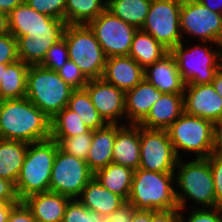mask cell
Instances as JSON below:
<instances>
[{
    "label": "cell",
    "mask_w": 222,
    "mask_h": 222,
    "mask_svg": "<svg viewBox=\"0 0 222 222\" xmlns=\"http://www.w3.org/2000/svg\"><path fill=\"white\" fill-rule=\"evenodd\" d=\"M0 138L26 143L51 138V119L28 98L0 101Z\"/></svg>",
    "instance_id": "1"
},
{
    "label": "cell",
    "mask_w": 222,
    "mask_h": 222,
    "mask_svg": "<svg viewBox=\"0 0 222 222\" xmlns=\"http://www.w3.org/2000/svg\"><path fill=\"white\" fill-rule=\"evenodd\" d=\"M176 172L134 171L128 203L136 210L179 209L173 179Z\"/></svg>",
    "instance_id": "2"
},
{
    "label": "cell",
    "mask_w": 222,
    "mask_h": 222,
    "mask_svg": "<svg viewBox=\"0 0 222 222\" xmlns=\"http://www.w3.org/2000/svg\"><path fill=\"white\" fill-rule=\"evenodd\" d=\"M58 143L52 138L28 144L19 177L15 183L19 199L49 191L53 161Z\"/></svg>",
    "instance_id": "3"
},
{
    "label": "cell",
    "mask_w": 222,
    "mask_h": 222,
    "mask_svg": "<svg viewBox=\"0 0 222 222\" xmlns=\"http://www.w3.org/2000/svg\"><path fill=\"white\" fill-rule=\"evenodd\" d=\"M74 90L58 75L57 71L40 65L29 66L26 98L48 118L52 119L68 105Z\"/></svg>",
    "instance_id": "4"
},
{
    "label": "cell",
    "mask_w": 222,
    "mask_h": 222,
    "mask_svg": "<svg viewBox=\"0 0 222 222\" xmlns=\"http://www.w3.org/2000/svg\"><path fill=\"white\" fill-rule=\"evenodd\" d=\"M175 169L178 172L175 182L182 191L178 193L176 190L179 211L185 209L187 197L201 204L202 208L216 207L213 175L206 158H195L188 163L179 158Z\"/></svg>",
    "instance_id": "5"
},
{
    "label": "cell",
    "mask_w": 222,
    "mask_h": 222,
    "mask_svg": "<svg viewBox=\"0 0 222 222\" xmlns=\"http://www.w3.org/2000/svg\"><path fill=\"white\" fill-rule=\"evenodd\" d=\"M176 156L180 151L193 152L196 158H207L215 153V124L185 112L167 129Z\"/></svg>",
    "instance_id": "6"
},
{
    "label": "cell",
    "mask_w": 222,
    "mask_h": 222,
    "mask_svg": "<svg viewBox=\"0 0 222 222\" xmlns=\"http://www.w3.org/2000/svg\"><path fill=\"white\" fill-rule=\"evenodd\" d=\"M63 38L69 60L73 61L90 79L102 78L106 55L88 25H66Z\"/></svg>",
    "instance_id": "7"
},
{
    "label": "cell",
    "mask_w": 222,
    "mask_h": 222,
    "mask_svg": "<svg viewBox=\"0 0 222 222\" xmlns=\"http://www.w3.org/2000/svg\"><path fill=\"white\" fill-rule=\"evenodd\" d=\"M169 52L174 56L185 85L211 84L222 66V51L217 48L213 51L208 46L196 45L187 49L182 42Z\"/></svg>",
    "instance_id": "8"
},
{
    "label": "cell",
    "mask_w": 222,
    "mask_h": 222,
    "mask_svg": "<svg viewBox=\"0 0 222 222\" xmlns=\"http://www.w3.org/2000/svg\"><path fill=\"white\" fill-rule=\"evenodd\" d=\"M181 5L182 0H152L141 28L168 51L183 42L184 34L180 29Z\"/></svg>",
    "instance_id": "9"
},
{
    "label": "cell",
    "mask_w": 222,
    "mask_h": 222,
    "mask_svg": "<svg viewBox=\"0 0 222 222\" xmlns=\"http://www.w3.org/2000/svg\"><path fill=\"white\" fill-rule=\"evenodd\" d=\"M93 177L94 173L85 160L65 153L58 146L53 161L49 191L77 199Z\"/></svg>",
    "instance_id": "10"
},
{
    "label": "cell",
    "mask_w": 222,
    "mask_h": 222,
    "mask_svg": "<svg viewBox=\"0 0 222 222\" xmlns=\"http://www.w3.org/2000/svg\"><path fill=\"white\" fill-rule=\"evenodd\" d=\"M87 25L107 58L129 55L133 36L138 30L136 27L114 16L107 9Z\"/></svg>",
    "instance_id": "11"
},
{
    "label": "cell",
    "mask_w": 222,
    "mask_h": 222,
    "mask_svg": "<svg viewBox=\"0 0 222 222\" xmlns=\"http://www.w3.org/2000/svg\"><path fill=\"white\" fill-rule=\"evenodd\" d=\"M180 29L201 39L202 43H213L220 48L222 39V14L213 12L197 0H182Z\"/></svg>",
    "instance_id": "12"
},
{
    "label": "cell",
    "mask_w": 222,
    "mask_h": 222,
    "mask_svg": "<svg viewBox=\"0 0 222 222\" xmlns=\"http://www.w3.org/2000/svg\"><path fill=\"white\" fill-rule=\"evenodd\" d=\"M178 157L167 130L140 126L139 168L154 172H175Z\"/></svg>",
    "instance_id": "13"
},
{
    "label": "cell",
    "mask_w": 222,
    "mask_h": 222,
    "mask_svg": "<svg viewBox=\"0 0 222 222\" xmlns=\"http://www.w3.org/2000/svg\"><path fill=\"white\" fill-rule=\"evenodd\" d=\"M84 89L99 115L107 124H118V118L126 117L125 92L103 78L90 79Z\"/></svg>",
    "instance_id": "14"
},
{
    "label": "cell",
    "mask_w": 222,
    "mask_h": 222,
    "mask_svg": "<svg viewBox=\"0 0 222 222\" xmlns=\"http://www.w3.org/2000/svg\"><path fill=\"white\" fill-rule=\"evenodd\" d=\"M184 112L207 119L214 124L222 121V98L211 84L184 86Z\"/></svg>",
    "instance_id": "15"
},
{
    "label": "cell",
    "mask_w": 222,
    "mask_h": 222,
    "mask_svg": "<svg viewBox=\"0 0 222 222\" xmlns=\"http://www.w3.org/2000/svg\"><path fill=\"white\" fill-rule=\"evenodd\" d=\"M65 27H36L17 39L18 58L25 64L40 65L47 51L63 38Z\"/></svg>",
    "instance_id": "16"
},
{
    "label": "cell",
    "mask_w": 222,
    "mask_h": 222,
    "mask_svg": "<svg viewBox=\"0 0 222 222\" xmlns=\"http://www.w3.org/2000/svg\"><path fill=\"white\" fill-rule=\"evenodd\" d=\"M102 78L126 92L144 79V69L130 56H111L106 59Z\"/></svg>",
    "instance_id": "17"
},
{
    "label": "cell",
    "mask_w": 222,
    "mask_h": 222,
    "mask_svg": "<svg viewBox=\"0 0 222 222\" xmlns=\"http://www.w3.org/2000/svg\"><path fill=\"white\" fill-rule=\"evenodd\" d=\"M128 125L117 124L112 163L135 171L140 165V125Z\"/></svg>",
    "instance_id": "18"
},
{
    "label": "cell",
    "mask_w": 222,
    "mask_h": 222,
    "mask_svg": "<svg viewBox=\"0 0 222 222\" xmlns=\"http://www.w3.org/2000/svg\"><path fill=\"white\" fill-rule=\"evenodd\" d=\"M184 113L183 93H163L139 123L148 129H167Z\"/></svg>",
    "instance_id": "19"
},
{
    "label": "cell",
    "mask_w": 222,
    "mask_h": 222,
    "mask_svg": "<svg viewBox=\"0 0 222 222\" xmlns=\"http://www.w3.org/2000/svg\"><path fill=\"white\" fill-rule=\"evenodd\" d=\"M144 78L163 93H183L182 82L174 56L168 52L160 60L144 69Z\"/></svg>",
    "instance_id": "20"
},
{
    "label": "cell",
    "mask_w": 222,
    "mask_h": 222,
    "mask_svg": "<svg viewBox=\"0 0 222 222\" xmlns=\"http://www.w3.org/2000/svg\"><path fill=\"white\" fill-rule=\"evenodd\" d=\"M71 198L59 193L47 191L32 194L22 202L39 222H62L68 202Z\"/></svg>",
    "instance_id": "21"
},
{
    "label": "cell",
    "mask_w": 222,
    "mask_h": 222,
    "mask_svg": "<svg viewBox=\"0 0 222 222\" xmlns=\"http://www.w3.org/2000/svg\"><path fill=\"white\" fill-rule=\"evenodd\" d=\"M10 33L18 39L29 34L36 27H66L65 20L41 14L25 2L8 14Z\"/></svg>",
    "instance_id": "22"
},
{
    "label": "cell",
    "mask_w": 222,
    "mask_h": 222,
    "mask_svg": "<svg viewBox=\"0 0 222 222\" xmlns=\"http://www.w3.org/2000/svg\"><path fill=\"white\" fill-rule=\"evenodd\" d=\"M145 78L134 88L125 92V111L129 124H139L149 113L153 104L162 96Z\"/></svg>",
    "instance_id": "23"
},
{
    "label": "cell",
    "mask_w": 222,
    "mask_h": 222,
    "mask_svg": "<svg viewBox=\"0 0 222 222\" xmlns=\"http://www.w3.org/2000/svg\"><path fill=\"white\" fill-rule=\"evenodd\" d=\"M80 197L77 199L87 209L97 212L105 218L126 203L122 197L103 187L95 177L86 184Z\"/></svg>",
    "instance_id": "24"
},
{
    "label": "cell",
    "mask_w": 222,
    "mask_h": 222,
    "mask_svg": "<svg viewBox=\"0 0 222 222\" xmlns=\"http://www.w3.org/2000/svg\"><path fill=\"white\" fill-rule=\"evenodd\" d=\"M117 133V124H106L93 130L87 164L93 173L112 163L113 145Z\"/></svg>",
    "instance_id": "25"
},
{
    "label": "cell",
    "mask_w": 222,
    "mask_h": 222,
    "mask_svg": "<svg viewBox=\"0 0 222 222\" xmlns=\"http://www.w3.org/2000/svg\"><path fill=\"white\" fill-rule=\"evenodd\" d=\"M28 68L29 65L20 59L10 64H2L0 100L26 97Z\"/></svg>",
    "instance_id": "26"
},
{
    "label": "cell",
    "mask_w": 222,
    "mask_h": 222,
    "mask_svg": "<svg viewBox=\"0 0 222 222\" xmlns=\"http://www.w3.org/2000/svg\"><path fill=\"white\" fill-rule=\"evenodd\" d=\"M28 150V143L0 138V178L16 183Z\"/></svg>",
    "instance_id": "27"
},
{
    "label": "cell",
    "mask_w": 222,
    "mask_h": 222,
    "mask_svg": "<svg viewBox=\"0 0 222 222\" xmlns=\"http://www.w3.org/2000/svg\"><path fill=\"white\" fill-rule=\"evenodd\" d=\"M133 173L134 170L128 167L110 163L94 173V177L103 187L114 194L119 195L127 202L129 199Z\"/></svg>",
    "instance_id": "28"
},
{
    "label": "cell",
    "mask_w": 222,
    "mask_h": 222,
    "mask_svg": "<svg viewBox=\"0 0 222 222\" xmlns=\"http://www.w3.org/2000/svg\"><path fill=\"white\" fill-rule=\"evenodd\" d=\"M169 51L147 32L138 29L132 40L129 55L143 69L160 60Z\"/></svg>",
    "instance_id": "29"
},
{
    "label": "cell",
    "mask_w": 222,
    "mask_h": 222,
    "mask_svg": "<svg viewBox=\"0 0 222 222\" xmlns=\"http://www.w3.org/2000/svg\"><path fill=\"white\" fill-rule=\"evenodd\" d=\"M152 0H107V10L124 22L141 29Z\"/></svg>",
    "instance_id": "30"
},
{
    "label": "cell",
    "mask_w": 222,
    "mask_h": 222,
    "mask_svg": "<svg viewBox=\"0 0 222 222\" xmlns=\"http://www.w3.org/2000/svg\"><path fill=\"white\" fill-rule=\"evenodd\" d=\"M107 9V0H66L67 25H87Z\"/></svg>",
    "instance_id": "31"
},
{
    "label": "cell",
    "mask_w": 222,
    "mask_h": 222,
    "mask_svg": "<svg viewBox=\"0 0 222 222\" xmlns=\"http://www.w3.org/2000/svg\"><path fill=\"white\" fill-rule=\"evenodd\" d=\"M67 107L76 112L84 124L91 130L104 127L107 123L99 115L91 102L88 92L83 89H75L68 101Z\"/></svg>",
    "instance_id": "32"
},
{
    "label": "cell",
    "mask_w": 222,
    "mask_h": 222,
    "mask_svg": "<svg viewBox=\"0 0 222 222\" xmlns=\"http://www.w3.org/2000/svg\"><path fill=\"white\" fill-rule=\"evenodd\" d=\"M83 133H93V130L67 106L51 119V137H72Z\"/></svg>",
    "instance_id": "33"
},
{
    "label": "cell",
    "mask_w": 222,
    "mask_h": 222,
    "mask_svg": "<svg viewBox=\"0 0 222 222\" xmlns=\"http://www.w3.org/2000/svg\"><path fill=\"white\" fill-rule=\"evenodd\" d=\"M59 148L67 154L87 160L92 142V133L78 134L72 137H51Z\"/></svg>",
    "instance_id": "34"
},
{
    "label": "cell",
    "mask_w": 222,
    "mask_h": 222,
    "mask_svg": "<svg viewBox=\"0 0 222 222\" xmlns=\"http://www.w3.org/2000/svg\"><path fill=\"white\" fill-rule=\"evenodd\" d=\"M105 217L87 209L78 199H71L62 222H104Z\"/></svg>",
    "instance_id": "35"
},
{
    "label": "cell",
    "mask_w": 222,
    "mask_h": 222,
    "mask_svg": "<svg viewBox=\"0 0 222 222\" xmlns=\"http://www.w3.org/2000/svg\"><path fill=\"white\" fill-rule=\"evenodd\" d=\"M67 60H69L68 48L64 38H62L47 51L45 59L40 66L57 71Z\"/></svg>",
    "instance_id": "36"
},
{
    "label": "cell",
    "mask_w": 222,
    "mask_h": 222,
    "mask_svg": "<svg viewBox=\"0 0 222 222\" xmlns=\"http://www.w3.org/2000/svg\"><path fill=\"white\" fill-rule=\"evenodd\" d=\"M24 2L41 14L65 20L66 0H24Z\"/></svg>",
    "instance_id": "37"
},
{
    "label": "cell",
    "mask_w": 222,
    "mask_h": 222,
    "mask_svg": "<svg viewBox=\"0 0 222 222\" xmlns=\"http://www.w3.org/2000/svg\"><path fill=\"white\" fill-rule=\"evenodd\" d=\"M58 75L72 88L83 89L89 79L83 74L81 69L71 60L57 70Z\"/></svg>",
    "instance_id": "38"
},
{
    "label": "cell",
    "mask_w": 222,
    "mask_h": 222,
    "mask_svg": "<svg viewBox=\"0 0 222 222\" xmlns=\"http://www.w3.org/2000/svg\"><path fill=\"white\" fill-rule=\"evenodd\" d=\"M17 60V39L11 33L0 36V64H10Z\"/></svg>",
    "instance_id": "39"
},
{
    "label": "cell",
    "mask_w": 222,
    "mask_h": 222,
    "mask_svg": "<svg viewBox=\"0 0 222 222\" xmlns=\"http://www.w3.org/2000/svg\"><path fill=\"white\" fill-rule=\"evenodd\" d=\"M206 159L213 175L216 207L222 206V155L212 153Z\"/></svg>",
    "instance_id": "40"
},
{
    "label": "cell",
    "mask_w": 222,
    "mask_h": 222,
    "mask_svg": "<svg viewBox=\"0 0 222 222\" xmlns=\"http://www.w3.org/2000/svg\"><path fill=\"white\" fill-rule=\"evenodd\" d=\"M188 220V221H187ZM186 222H222V206L211 208H199L191 212Z\"/></svg>",
    "instance_id": "41"
},
{
    "label": "cell",
    "mask_w": 222,
    "mask_h": 222,
    "mask_svg": "<svg viewBox=\"0 0 222 222\" xmlns=\"http://www.w3.org/2000/svg\"><path fill=\"white\" fill-rule=\"evenodd\" d=\"M179 209L151 210V222H185Z\"/></svg>",
    "instance_id": "42"
},
{
    "label": "cell",
    "mask_w": 222,
    "mask_h": 222,
    "mask_svg": "<svg viewBox=\"0 0 222 222\" xmlns=\"http://www.w3.org/2000/svg\"><path fill=\"white\" fill-rule=\"evenodd\" d=\"M0 201L4 203H20L16 186L13 182L0 178Z\"/></svg>",
    "instance_id": "43"
},
{
    "label": "cell",
    "mask_w": 222,
    "mask_h": 222,
    "mask_svg": "<svg viewBox=\"0 0 222 222\" xmlns=\"http://www.w3.org/2000/svg\"><path fill=\"white\" fill-rule=\"evenodd\" d=\"M31 211L21 201L10 212L8 222H36Z\"/></svg>",
    "instance_id": "44"
},
{
    "label": "cell",
    "mask_w": 222,
    "mask_h": 222,
    "mask_svg": "<svg viewBox=\"0 0 222 222\" xmlns=\"http://www.w3.org/2000/svg\"><path fill=\"white\" fill-rule=\"evenodd\" d=\"M134 209L132 204L126 202L109 217H106L104 222H130Z\"/></svg>",
    "instance_id": "45"
},
{
    "label": "cell",
    "mask_w": 222,
    "mask_h": 222,
    "mask_svg": "<svg viewBox=\"0 0 222 222\" xmlns=\"http://www.w3.org/2000/svg\"><path fill=\"white\" fill-rule=\"evenodd\" d=\"M130 222H151V210L134 209Z\"/></svg>",
    "instance_id": "46"
},
{
    "label": "cell",
    "mask_w": 222,
    "mask_h": 222,
    "mask_svg": "<svg viewBox=\"0 0 222 222\" xmlns=\"http://www.w3.org/2000/svg\"><path fill=\"white\" fill-rule=\"evenodd\" d=\"M23 2L24 0H0V12L8 15L13 9Z\"/></svg>",
    "instance_id": "47"
},
{
    "label": "cell",
    "mask_w": 222,
    "mask_h": 222,
    "mask_svg": "<svg viewBox=\"0 0 222 222\" xmlns=\"http://www.w3.org/2000/svg\"><path fill=\"white\" fill-rule=\"evenodd\" d=\"M214 151L222 155V121L215 124V146Z\"/></svg>",
    "instance_id": "48"
},
{
    "label": "cell",
    "mask_w": 222,
    "mask_h": 222,
    "mask_svg": "<svg viewBox=\"0 0 222 222\" xmlns=\"http://www.w3.org/2000/svg\"><path fill=\"white\" fill-rule=\"evenodd\" d=\"M17 204L0 201V222H8L10 212Z\"/></svg>",
    "instance_id": "49"
},
{
    "label": "cell",
    "mask_w": 222,
    "mask_h": 222,
    "mask_svg": "<svg viewBox=\"0 0 222 222\" xmlns=\"http://www.w3.org/2000/svg\"><path fill=\"white\" fill-rule=\"evenodd\" d=\"M209 10L222 14V0H197ZM213 2V3H212Z\"/></svg>",
    "instance_id": "50"
},
{
    "label": "cell",
    "mask_w": 222,
    "mask_h": 222,
    "mask_svg": "<svg viewBox=\"0 0 222 222\" xmlns=\"http://www.w3.org/2000/svg\"><path fill=\"white\" fill-rule=\"evenodd\" d=\"M212 85L214 86L215 91L222 98V66L216 72L215 77L212 81Z\"/></svg>",
    "instance_id": "51"
},
{
    "label": "cell",
    "mask_w": 222,
    "mask_h": 222,
    "mask_svg": "<svg viewBox=\"0 0 222 222\" xmlns=\"http://www.w3.org/2000/svg\"><path fill=\"white\" fill-rule=\"evenodd\" d=\"M9 21H8V15L0 12V36L9 34Z\"/></svg>",
    "instance_id": "52"
},
{
    "label": "cell",
    "mask_w": 222,
    "mask_h": 222,
    "mask_svg": "<svg viewBox=\"0 0 222 222\" xmlns=\"http://www.w3.org/2000/svg\"><path fill=\"white\" fill-rule=\"evenodd\" d=\"M2 77V64H0V79Z\"/></svg>",
    "instance_id": "53"
},
{
    "label": "cell",
    "mask_w": 222,
    "mask_h": 222,
    "mask_svg": "<svg viewBox=\"0 0 222 222\" xmlns=\"http://www.w3.org/2000/svg\"><path fill=\"white\" fill-rule=\"evenodd\" d=\"M220 50L222 51V39H221V41H220Z\"/></svg>",
    "instance_id": "54"
}]
</instances>
